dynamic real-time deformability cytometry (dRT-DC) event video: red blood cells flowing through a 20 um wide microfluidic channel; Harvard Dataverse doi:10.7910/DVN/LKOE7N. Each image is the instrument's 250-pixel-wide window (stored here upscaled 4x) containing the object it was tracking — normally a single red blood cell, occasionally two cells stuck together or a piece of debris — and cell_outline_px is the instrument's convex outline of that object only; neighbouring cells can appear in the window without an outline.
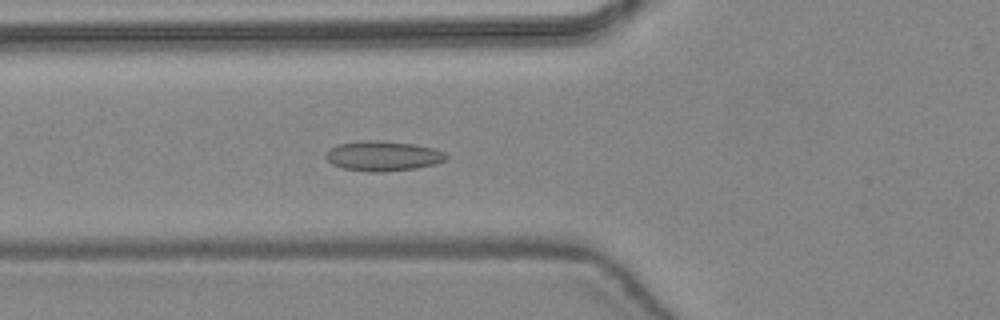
{"species": "common noctule bat (a hibernating species)", "species_latin": "Nyctalus noctula", "temperature_condition": "warm", "stored_images_in_passage": 46, "camera_frame_rate_fps": 3000, "um_per_image_px": 0.085, "animal": {"sex": "female", "body_mass_g": 24.6, "forearm_length_mm": 56.2}, "frame": {"image": 1, "passage_image": 16, "time_ms": 5.0, "image_size_px": [1000, 320], "cell_outline_px": [[448, 156], [444, 160], [436, 164], [416, 168], [380, 172], [372, 172], [344, 168], [332, 164], [324, 156], [324, 152], [328, 148], [336, 144], [360, 140], [380, 140], [412, 144], [432, 148], [444, 152]], "centroid_in_image_um": [32.49, 13.24], "position_along_channel_um": 93.3, "area_um2": 21.1}}
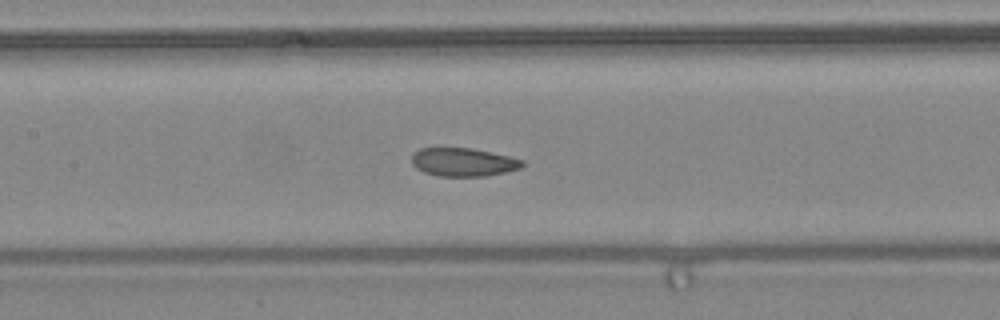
{"frame": {"image": 2, "passage_image": 21, "time_ms": 6.667, "image_size_px": [1000, 320], "cell_outline_px": [[524, 164], [520, 168], [504, 172], [484, 176], [440, 176], [424, 172], [416, 168], [412, 164], [412, 156], [420, 148], [472, 148], [492, 152], [524, 160]], "centroid_in_image_um": [39.38, 13.78], "position_along_channel_um": 168.0, "area_um2": 18.15}}
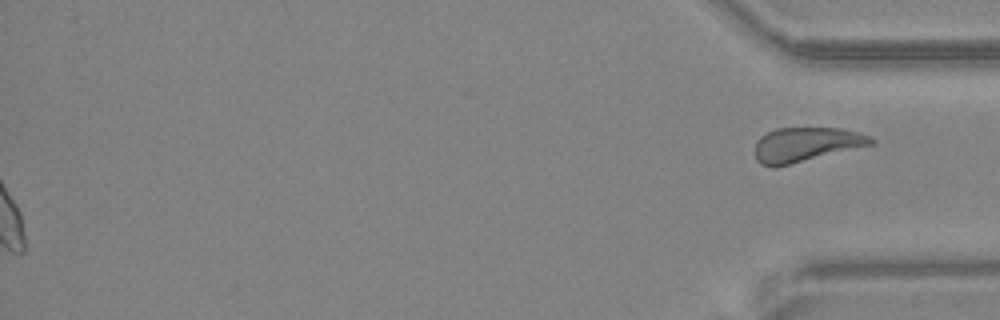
{"frame": {"image": 3, "passage_image": 46, "time_ms": 15.0, "image_size_px": [1000, 320], "cell_outline_px": [[876, 140], [872, 144], [776, 168], [772, 168], [760, 164], [756, 160], [756, 140], [760, 136], [776, 128], [844, 128], [872, 136]], "centroid_in_image_um": [68.49, 12.29], "position_along_channel_um": 366.7, "area_um2": 23.41}}